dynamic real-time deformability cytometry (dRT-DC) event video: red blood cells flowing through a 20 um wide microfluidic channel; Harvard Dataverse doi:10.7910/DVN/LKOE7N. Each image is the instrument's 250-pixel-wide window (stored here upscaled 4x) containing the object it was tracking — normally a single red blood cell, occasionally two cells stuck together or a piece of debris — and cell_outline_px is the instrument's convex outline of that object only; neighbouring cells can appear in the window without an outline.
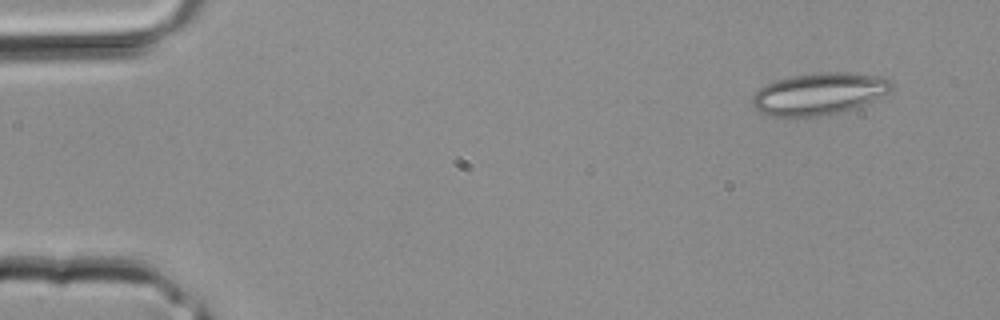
{"species": "common noctule bat (a hibernating species)", "species_latin": "Nyctalus noctula", "temperature_condition": "room temperature", "stored_images_in_passage": 4, "camera_frame_rate_fps": 3000, "um_per_image_px": 0.085, "animal": {"sex": "male", "body_mass_g": 20.4}, "frame": {"image": 1, "passage_image": 1, "time_ms": 0.0, "image_size_px": [1000, 320], "cell_outline_px": [[892, 88], [888, 92], [872, 100], [852, 108], [840, 112], [820, 116], [796, 120], [772, 116], [760, 112], [752, 104], [752, 96], [764, 84], [776, 80], [792, 76], [820, 72], [844, 72], [880, 76], [892, 80]], "centroid_in_image_um": [69.56, 8.0], "position_along_channel_um": 15.4, "area_um2": 34.39}}